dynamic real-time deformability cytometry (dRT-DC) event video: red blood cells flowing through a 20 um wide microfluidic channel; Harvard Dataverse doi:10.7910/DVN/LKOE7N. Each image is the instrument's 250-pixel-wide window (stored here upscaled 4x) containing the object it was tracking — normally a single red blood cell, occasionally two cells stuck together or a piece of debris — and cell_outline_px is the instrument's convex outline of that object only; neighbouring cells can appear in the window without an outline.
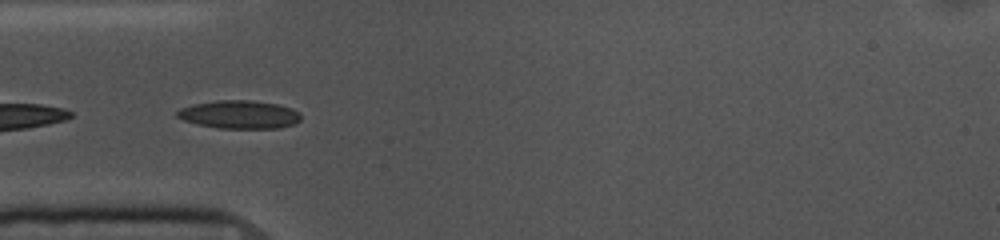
{"species": "common noctule bat (a hibernating species)", "species_latin": "Nyctalus noctula", "temperature_condition": "cold", "stored_images_in_passage": 38, "camera_frame_rate_fps": 3000, "um_per_image_px": 0.085, "animal": {"sex": "female", "body_mass_g": 10.0, "forearm_length_mm": 53.1}, "frame": {"image": 1, "passage_image": 1, "time_ms": 0.0, "image_size_px": [1000, 240], "cell_outline_px": [[300, 120], [292, 124], [280, 128], [220, 128], [196, 124], [184, 120], [176, 116], [176, 112], [180, 108], [192, 104], [216, 100], [252, 100], [276, 104], [292, 108], [300, 112]], "centroid_in_image_um": [20.33, 9.73], "position_along_channel_um": 64.7, "area_um2": 20.35}}
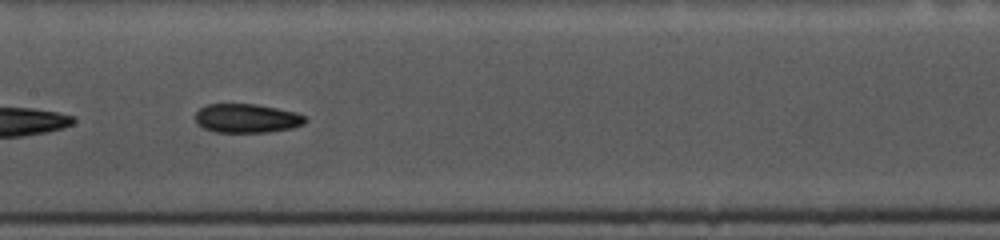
{"frame": {"image": 2, "passage_image": 11, "time_ms": 3.333, "image_size_px": [1000, 240], "cell_outline_px": [[308, 120], [304, 124], [292, 128], [268, 132], [216, 132], [204, 128], [196, 124], [196, 112], [200, 108], [208, 104], [256, 104], [296, 112], [304, 116]], "centroid_in_image_um": [20.98, 10.06], "position_along_channel_um": 186.4, "area_um2": 18.55}}
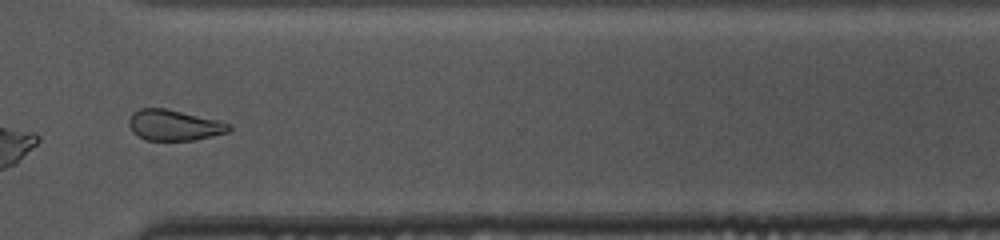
{"frame": {"image": 3, "passage_image": 25, "time_ms": 8.0, "image_size_px": [1000, 240], "cell_outline_px": [[232, 128], [228, 132], [196, 140], [144, 140], [136, 136], [132, 132], [128, 124], [128, 120], [132, 112], [140, 108], [164, 108], [216, 120], [228, 124]], "centroid_in_image_um": [14.72, 10.65], "position_along_channel_um": 355.9, "area_um2": 17.86}, "authors_computed_cell_mechanics": {"area_um2": 19.1318, "velocity_mm_per_s": 3.6311, "shape_relaxation_time_tau1_ms": 10.2904, "shape_relaxation_time_tau2_ms": 7.0474, "deformation_change_tau1": 0.1559, "deformation_change_tau2": 0.1416}}